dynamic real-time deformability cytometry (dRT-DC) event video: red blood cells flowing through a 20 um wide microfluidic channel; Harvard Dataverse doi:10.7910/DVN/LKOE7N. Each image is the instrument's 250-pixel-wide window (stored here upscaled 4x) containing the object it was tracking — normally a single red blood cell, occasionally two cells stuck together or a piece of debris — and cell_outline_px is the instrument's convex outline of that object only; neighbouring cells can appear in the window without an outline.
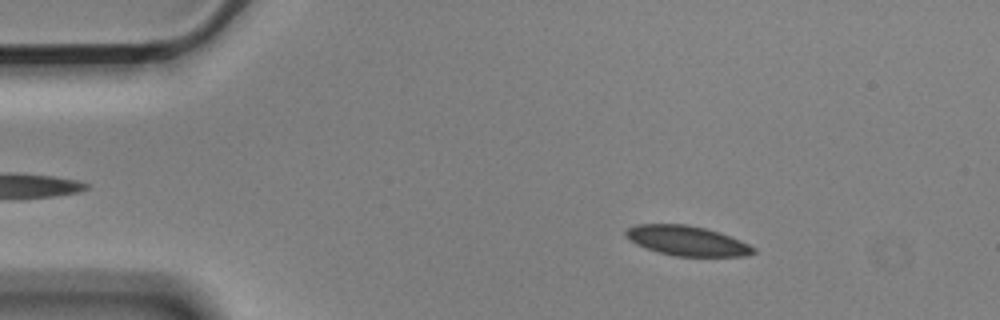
{"species": "Egyptian fruit bat (a non-hibernating species)", "species_latin": "Rousettus aegyptiacus", "temperature_condition": "cold", "stored_images_in_passage": 55, "camera_frame_rate_fps": 3000, "um_per_image_px": 0.085, "animal": {"sex": "male"}, "frame": {"image": 1, "passage_image": 8, "time_ms": 2.333, "image_size_px": [1000, 320], "cell_outline_px": [[756, 252], [744, 256], [676, 256], [644, 248], [636, 244], [624, 236], [624, 232], [628, 228], [636, 224], [688, 224], [704, 228], [740, 240], [756, 248]], "centroid_in_image_um": [58.35, 20.46], "position_along_channel_um": 26.6, "area_um2": 22.02}}
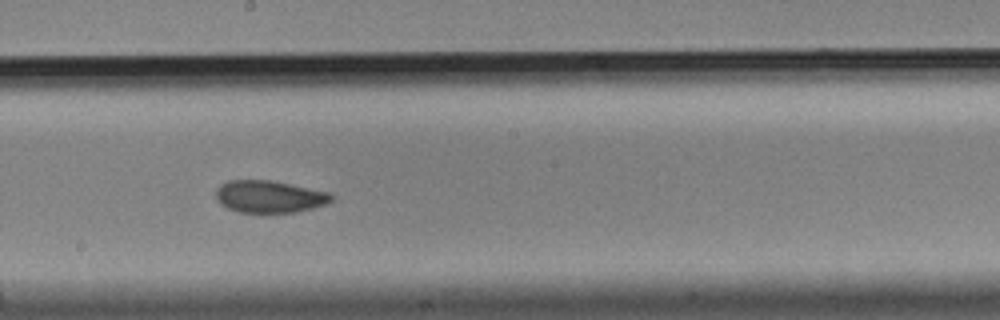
{"frame": {"image": 2, "passage_image": 30, "time_ms": 9.667, "image_size_px": [1000, 320], "cell_outline_px": [[332, 200], [328, 204], [296, 212], [240, 212], [228, 208], [220, 204], [216, 200], [216, 188], [220, 184], [228, 180], [272, 180], [328, 192], [332, 196]], "centroid_in_image_um": [22.87, 16.7], "position_along_channel_um": 225.3, "area_um2": 21.68}}
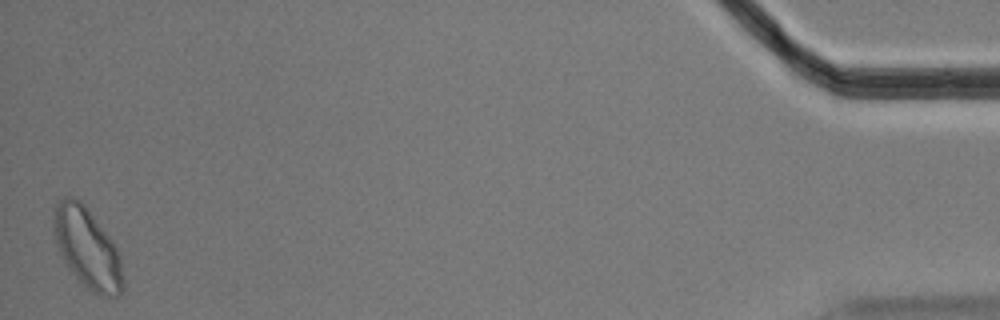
{"frame": {"image": 3, "passage_image": 55, "time_ms": 18.0, "image_size_px": [1000, 320], "cell_outline_px": [[124, 288], [116, 296], [100, 296], [92, 292], [76, 276], [64, 260], [60, 252], [56, 240], [52, 220], [56, 204], [64, 196], [72, 196], [80, 200], [84, 204], [108, 236], [116, 248], [120, 256]], "centroid_in_image_um": [7.42, 21.07], "position_along_channel_um": 427.8, "area_um2": 31.73}, "authors_computed_cell_mechanics": {"area_um2": 22.6576, "velocity_mm_per_s": 3.5307, "shape_relaxation_time_tau1_ms": 3.3856, "shape_relaxation_time_tau2_ms": 1.9864, "deformation_change_tau1": 0.0891, "deformation_change_tau2": 0.0445}}